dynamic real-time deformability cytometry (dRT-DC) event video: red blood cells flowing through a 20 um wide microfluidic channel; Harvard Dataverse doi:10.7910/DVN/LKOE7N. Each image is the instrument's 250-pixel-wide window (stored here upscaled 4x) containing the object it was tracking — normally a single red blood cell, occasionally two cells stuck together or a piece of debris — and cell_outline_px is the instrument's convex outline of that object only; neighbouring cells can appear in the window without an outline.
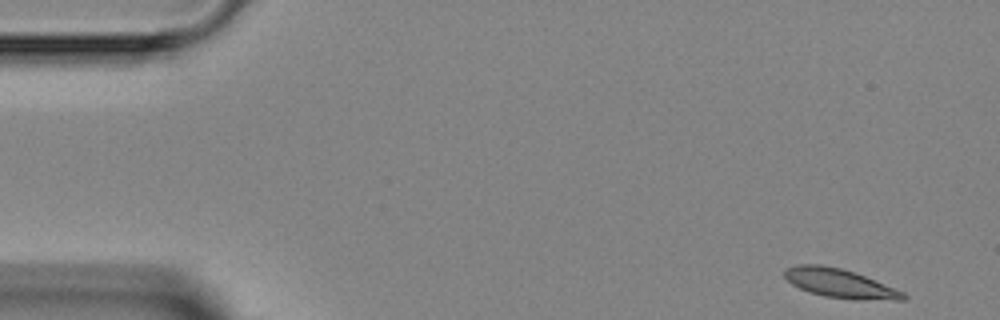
{"species": "Egyptian fruit bat (a non-hibernating species)", "species_latin": "Rousettus aegyptiacus", "temperature_condition": "room temperature", "stored_images_in_passage": 4, "camera_frame_rate_fps": 3000, "um_per_image_px": 0.085, "animal": {"sex": "female"}, "frame": {"image": 1, "passage_image": 1, "time_ms": 0.0, "image_size_px": [1000, 320], "cell_outline_px": [[908, 296], [904, 300], [896, 300], [824, 296], [800, 288], [792, 284], [784, 276], [784, 268], [796, 264], [820, 264], [840, 268], [864, 276], [904, 292]], "centroid_in_image_um": [71.33, 24.05], "position_along_channel_um": 13.7, "area_um2": 19.31}}
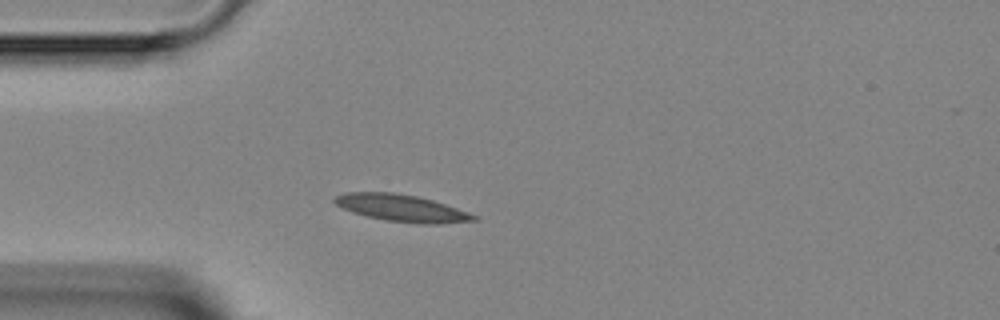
{"frame": {"image": 2, "passage_image": 4, "time_ms": 3.333, "image_size_px": [1000, 320], "cell_outline_px": [[480, 220], [440, 224], [420, 224], [384, 220], [352, 212], [336, 204], [332, 200], [336, 196], [344, 192], [392, 192], [416, 196], [432, 200], [468, 212], [476, 216]], "centroid_in_image_um": [34.14, 17.69], "position_along_channel_um": 50.9, "area_um2": 21.79}}